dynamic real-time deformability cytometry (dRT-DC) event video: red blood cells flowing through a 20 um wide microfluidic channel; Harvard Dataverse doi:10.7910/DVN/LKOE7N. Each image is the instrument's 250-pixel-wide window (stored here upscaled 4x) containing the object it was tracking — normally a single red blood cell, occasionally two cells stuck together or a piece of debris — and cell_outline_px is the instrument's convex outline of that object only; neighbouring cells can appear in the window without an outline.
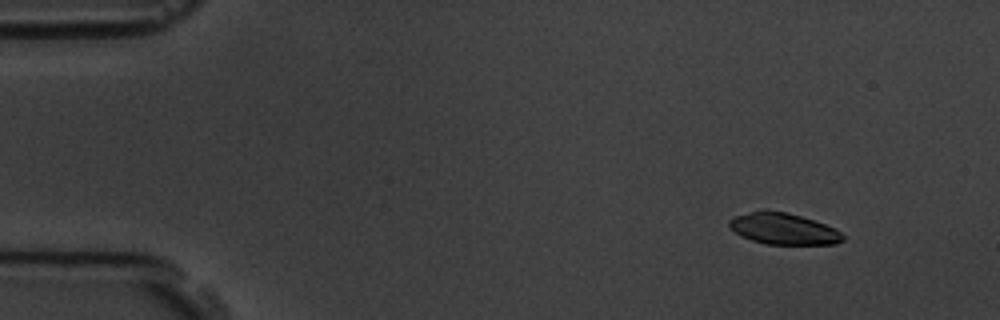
{"species": "common noctule bat (a hibernating species)", "species_latin": "Nyctalus noctula", "temperature_condition": "room temperature", "stored_images_in_passage": 5, "camera_frame_rate_fps": 3000, "um_per_image_px": 0.085, "animal": {"sex": "male", "body_mass_g": 19.5, "forearm_length_mm": 54.6}, "frame": {"image": 1, "passage_image": 1, "time_ms": 0.0, "image_size_px": [1000, 320], "cell_outline_px": [[844, 240], [836, 244], [764, 244], [740, 236], [728, 224], [728, 220], [736, 216], [752, 212], [788, 212], [836, 228], [844, 236]], "centroid_in_image_um": [66.63, 19.48], "position_along_channel_um": 18.4, "area_um2": 20.29}}
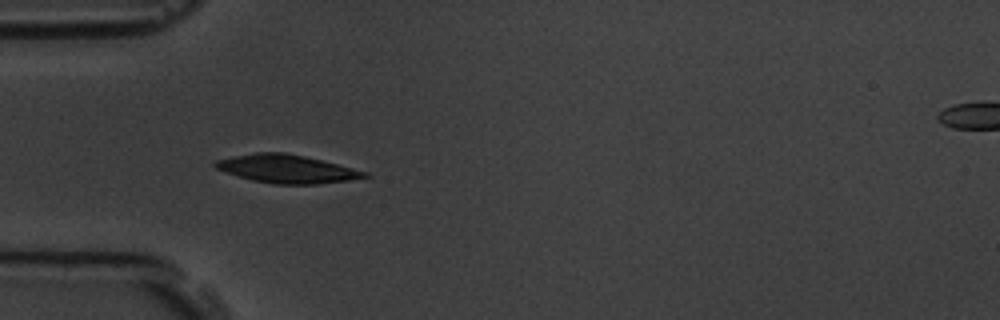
{"frame": {"image": 2, "passage_image": 4, "time_ms": 3.667, "image_size_px": [1000, 320], "cell_outline_px": [[372, 176], [348, 180], [316, 184], [272, 184], [252, 180], [216, 168], [212, 164], [216, 160], [256, 152], [284, 152], [304, 156], [368, 172]], "centroid_in_image_um": [24.39, 14.36], "position_along_channel_um": 60.6, "area_um2": 24.16}}
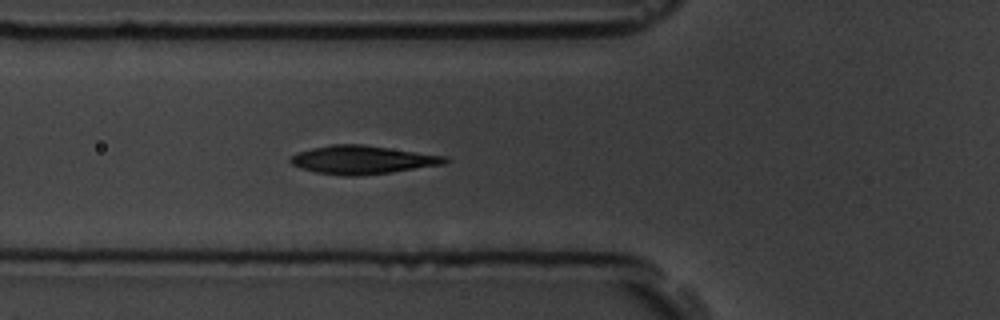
{"frame": {"image": 3, "passage_image": 5, "time_ms": 4.667, "image_size_px": [1000, 320], "cell_outline_px": [[452, 160], [444, 164], [392, 172], [360, 176], [344, 176], [316, 172], [300, 168], [292, 164], [288, 160], [296, 152], [312, 148], [332, 144], [364, 144], [444, 156]], "centroid_in_image_um": [30.78, 13.58], "position_along_channel_um": 95.0, "area_um2": 25.61}}